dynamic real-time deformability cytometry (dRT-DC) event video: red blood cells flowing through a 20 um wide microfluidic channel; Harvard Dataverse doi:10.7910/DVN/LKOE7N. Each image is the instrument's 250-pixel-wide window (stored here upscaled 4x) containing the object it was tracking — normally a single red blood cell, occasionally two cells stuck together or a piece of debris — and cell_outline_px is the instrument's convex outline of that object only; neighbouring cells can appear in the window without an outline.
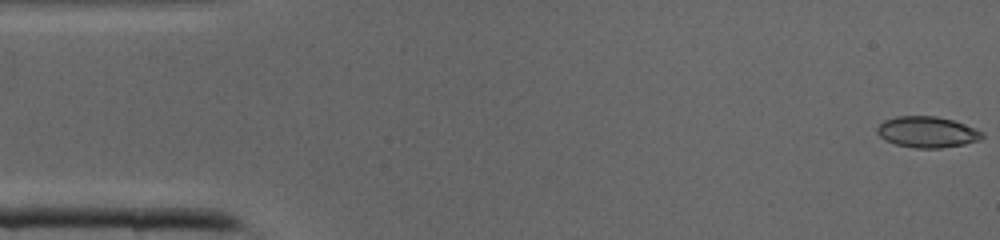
{"species": "common noctule bat (a hibernating species)", "species_latin": "Nyctalus noctula", "temperature_condition": "cold", "stored_images_in_passage": 41, "camera_frame_rate_fps": 3000, "um_per_image_px": 0.085, "animal": {"sex": "male", "body_mass_g": 19.0, "forearm_length_mm": 50.8}, "frame": {"image": 1, "passage_image": 1, "time_ms": 0.0, "image_size_px": [1000, 240], "cell_outline_px": [[984, 136], [980, 140], [964, 144], [940, 148], [916, 148], [896, 144], [884, 140], [876, 132], [876, 128], [884, 120], [896, 116], [936, 116], [952, 120], [976, 128], [984, 132]], "centroid_in_image_um": [78.81, 11.22], "position_along_channel_um": 6.2, "area_um2": 19.07}}
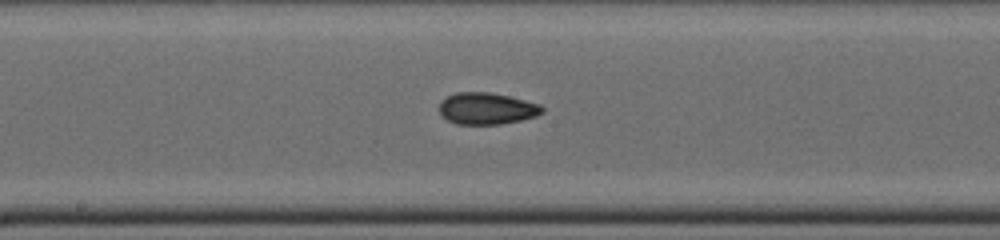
{"frame": {"image": 2, "passage_image": 21, "time_ms": 6.667, "image_size_px": [1000, 240], "cell_outline_px": [[544, 112], [536, 116], [520, 120], [500, 124], [456, 124], [448, 120], [440, 112], [440, 100], [456, 92], [488, 92], [508, 96], [540, 104], [544, 108]], "centroid_in_image_um": [41.38, 9.22], "position_along_channel_um": 206.8, "area_um2": 18.9}}
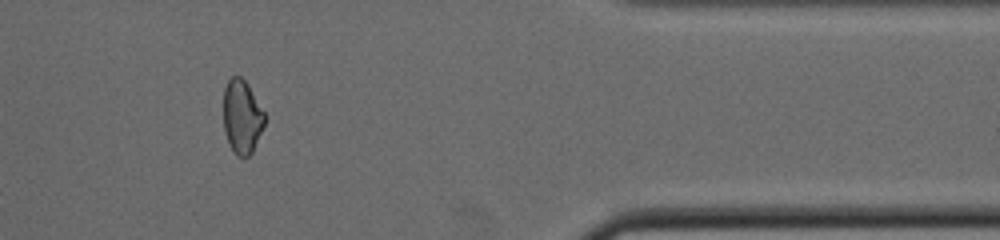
{"frame": {"image": 3, "passage_image": 34, "time_ms": 11.0, "image_size_px": [1000, 240], "cell_outline_px": [[264, 124], [252, 152], [248, 156], [236, 156], [224, 132], [224, 88], [228, 80], [232, 76], [240, 76], [248, 84], [264, 112]], "centroid_in_image_um": [20.55, 9.9], "position_along_channel_um": 390.8, "area_um2": 17.4}}